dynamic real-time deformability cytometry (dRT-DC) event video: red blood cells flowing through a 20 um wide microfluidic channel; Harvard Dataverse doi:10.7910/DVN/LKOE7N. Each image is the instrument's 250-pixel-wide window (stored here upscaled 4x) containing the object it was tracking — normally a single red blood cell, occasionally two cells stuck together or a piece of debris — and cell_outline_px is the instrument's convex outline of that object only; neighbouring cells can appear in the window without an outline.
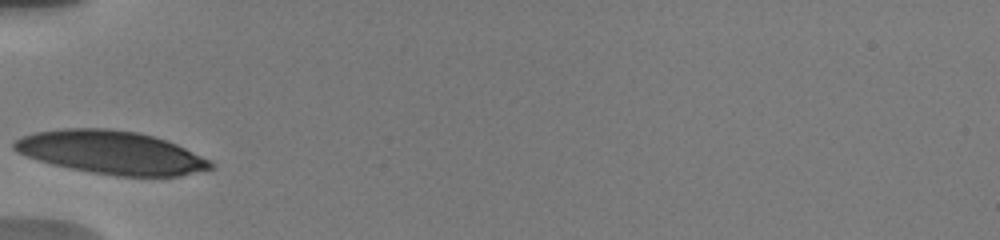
{"species": "human", "species_latin": "Homo sapiens", "temperature_condition": "warm", "stored_images_in_passage": 12, "camera_frame_rate_fps": 3000, "um_per_image_px": 0.085, "donor": {"sex": "male"}, "frame": {"image": 1, "passage_image": 1, "time_ms": 0.0, "image_size_px": [1000, 240], "cell_outline_px": [[216, 168], [180, 176], [116, 176], [92, 172], [52, 164], [16, 152], [12, 148], [12, 144], [16, 140], [24, 136], [36, 132], [64, 128], [108, 128], [136, 132], [152, 136], [176, 144], [212, 160], [216, 164]], "centroid_in_image_um": [9.51, 12.96], "position_along_channel_um": 75.5, "area_um2": 49.3}}
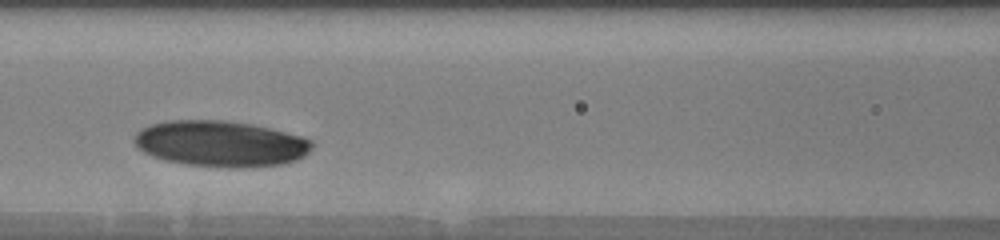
{"frame": {"image": 2, "passage_image": 8, "time_ms": 2.0, "image_size_px": [1000, 240], "cell_outline_px": [[312, 148], [304, 156], [296, 160], [284, 164], [256, 168], [228, 168], [188, 164], [164, 160], [152, 156], [144, 152], [132, 140], [136, 132], [148, 124], [168, 120], [224, 120], [252, 124], [300, 136], [312, 140]], "centroid_in_image_um": [18.74, 12.22], "position_along_channel_um": 147.9, "area_um2": 47.92}}
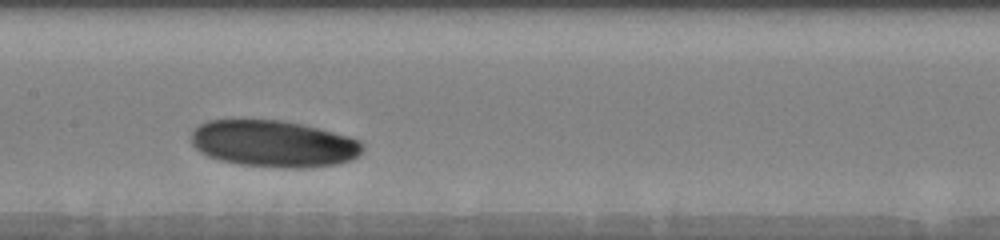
{"frame": {"image": 3, "passage_image": 11, "time_ms": 3.0, "image_size_px": [1000, 240], "cell_outline_px": [[364, 148], [360, 156], [352, 160], [340, 164], [304, 168], [280, 168], [240, 164], [220, 160], [208, 156], [200, 152], [192, 144], [192, 132], [200, 124], [208, 120], [236, 116], [280, 120], [300, 124], [348, 136], [360, 140], [364, 144]], "centroid_in_image_um": [23.23, 12.18], "position_along_channel_um": 184.2, "area_um2": 47.8}}